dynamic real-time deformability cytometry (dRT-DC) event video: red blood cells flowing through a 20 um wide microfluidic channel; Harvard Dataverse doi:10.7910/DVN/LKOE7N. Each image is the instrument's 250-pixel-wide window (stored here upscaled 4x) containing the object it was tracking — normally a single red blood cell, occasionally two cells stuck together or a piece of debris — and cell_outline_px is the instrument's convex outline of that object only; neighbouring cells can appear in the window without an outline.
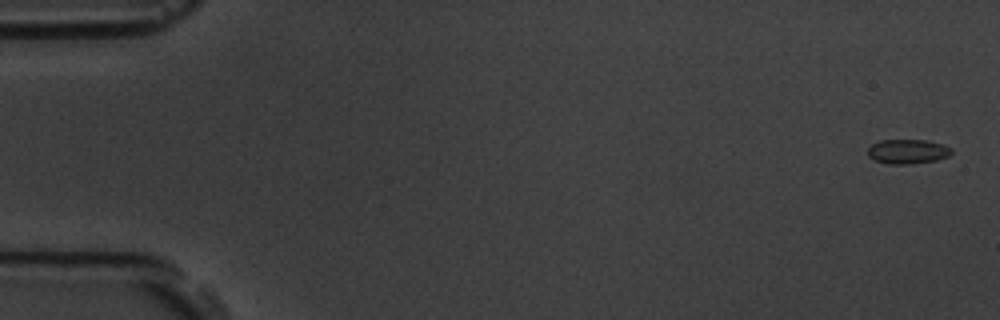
{"species": "common noctule bat (a hibernating species)", "species_latin": "Nyctalus noctula", "temperature_condition": "room temperature", "stored_images_in_passage": 5, "camera_frame_rate_fps": 3000, "um_per_image_px": 0.085, "animal": {"sex": "male", "body_mass_g": 19.5, "forearm_length_mm": 54.6}, "frame": {"image": 1, "passage_image": 1, "time_ms": 0.0, "image_size_px": [1000, 320], "cell_outline_px": [[952, 152], [948, 156], [936, 160], [908, 164], [888, 164], [876, 160], [868, 156], [868, 148], [872, 144], [880, 140], [928, 140], [944, 144], [952, 148]], "centroid_in_image_um": [77.17, 12.87], "position_along_channel_um": 7.8, "area_um2": 11.96}}
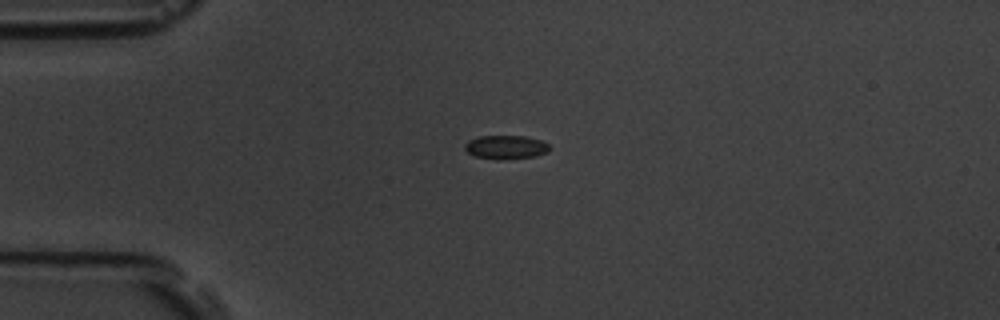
{"frame": {"image": 2, "passage_image": 4, "time_ms": 4.333, "image_size_px": [1000, 320], "cell_outline_px": [[552, 148], [548, 152], [536, 156], [500, 160], [476, 156], [468, 152], [464, 148], [464, 144], [468, 140], [480, 136], [524, 136], [540, 140], [548, 144]], "centroid_in_image_um": [43.01, 12.51], "position_along_channel_um": 42.0, "area_um2": 11.73}}